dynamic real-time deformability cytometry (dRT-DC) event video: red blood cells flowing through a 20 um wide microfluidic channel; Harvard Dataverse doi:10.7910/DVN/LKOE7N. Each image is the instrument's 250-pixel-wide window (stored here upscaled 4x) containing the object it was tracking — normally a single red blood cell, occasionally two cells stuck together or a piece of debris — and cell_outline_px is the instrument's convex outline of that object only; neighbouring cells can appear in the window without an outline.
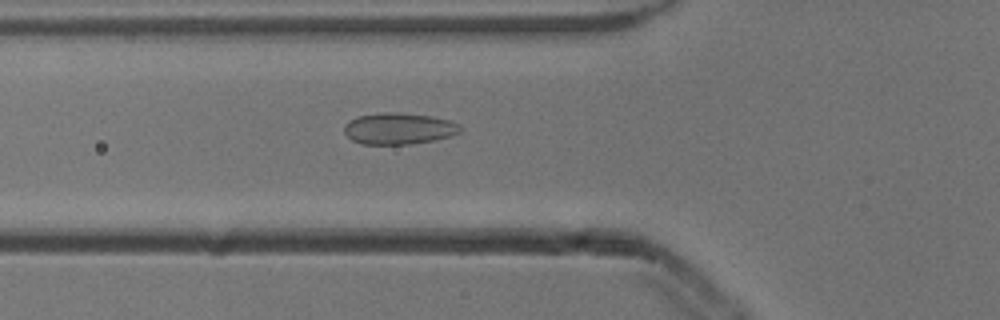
{"species": "common noctule bat (a hibernating species)", "species_latin": "Nyctalus noctula", "temperature_condition": "cold", "stored_images_in_passage": 42, "camera_frame_rate_fps": 3000, "um_per_image_px": 0.085, "animal": {"sex": "male", "body_mass_g": 13.3}, "frame": {"image": 1, "passage_image": 8, "time_ms": 2.333, "image_size_px": [1000, 320], "cell_outline_px": [[464, 128], [460, 132], [452, 136], [412, 144], [360, 144], [352, 140], [344, 132], [344, 124], [348, 120], [360, 116], [380, 112], [400, 112], [432, 116], [448, 120], [460, 124]], "centroid_in_image_um": [33.91, 10.92], "position_along_channel_um": 91.9, "area_um2": 21.5}}
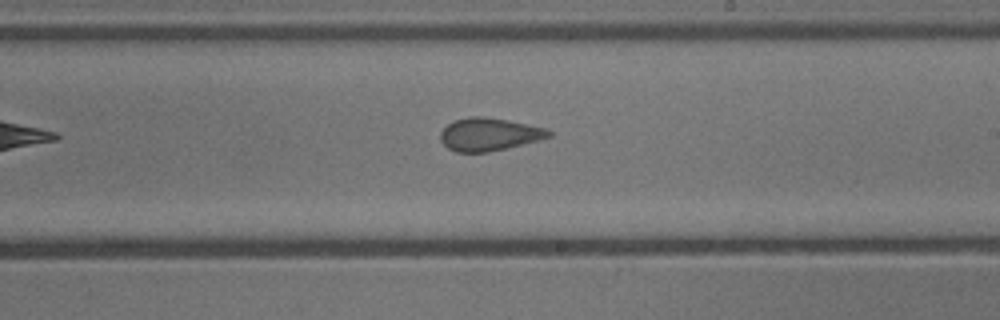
{"frame": {"image": 2, "passage_image": 20, "time_ms": 6.333, "image_size_px": [1000, 320], "cell_outline_px": [[552, 136], [488, 152], [456, 152], [448, 148], [440, 140], [440, 132], [452, 120], [468, 116], [484, 116], [508, 120], [544, 128], [552, 132]], "centroid_in_image_um": [41.51, 11.4], "position_along_channel_um": 247.5, "area_um2": 20.52}}
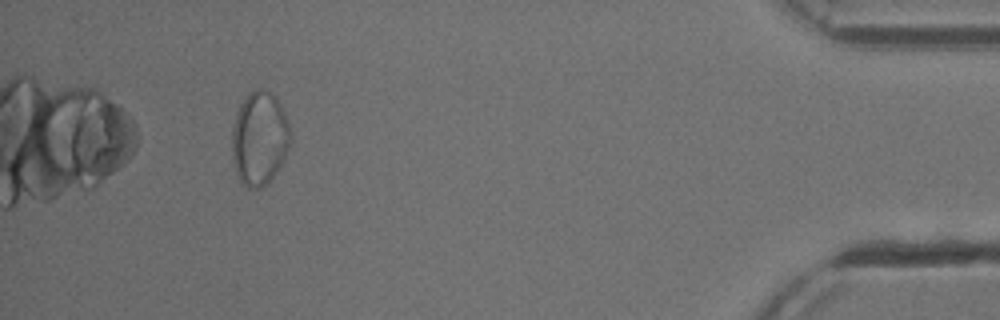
{"frame": {"image": 3, "passage_image": 38, "time_ms": 12.333, "image_size_px": [1000, 320], "cell_outline_px": [[292, 140], [276, 172], [268, 184], [260, 188], [248, 188], [240, 180], [236, 172], [232, 160], [232, 128], [236, 112], [244, 96], [252, 88], [260, 88], [272, 92], [276, 96], [288, 120]], "centroid_in_image_um": [22.04, 11.72], "position_along_channel_um": 413.2, "area_um2": 32.37}, "authors_computed_cell_mechanics": {"area_um2": 21.7039, "velocity_mm_per_s": 3.8592, "shape_relaxation_time_tau1_ms": null, "shape_relaxation_time_tau2_ms": 1.242, "deformation_change_tau1": null, "deformation_change_tau2": 0.0611}}